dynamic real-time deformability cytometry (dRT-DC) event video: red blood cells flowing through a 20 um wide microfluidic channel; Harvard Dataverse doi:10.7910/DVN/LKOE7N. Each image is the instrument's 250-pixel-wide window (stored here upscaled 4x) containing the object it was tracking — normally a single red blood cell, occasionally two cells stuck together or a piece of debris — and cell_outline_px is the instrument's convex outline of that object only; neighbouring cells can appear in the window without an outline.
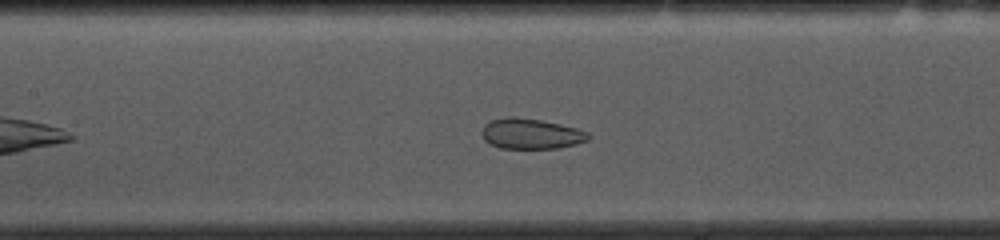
{"species": "common noctule bat (a hibernating species)", "species_latin": "Nyctalus noctula", "temperature_condition": "cold", "stored_images_in_passage": 37, "camera_frame_rate_fps": 3000, "um_per_image_px": 0.085, "animal": {"sex": "female", "body_mass_g": 10.0, "forearm_length_mm": 53.1}, "frame": {"image": 1, "passage_image": 16, "time_ms": 5.0, "image_size_px": [1000, 240], "cell_outline_px": [[592, 136], [588, 140], [576, 144], [560, 148], [500, 148], [488, 144], [484, 140], [480, 132], [484, 124], [492, 120], [512, 116], [540, 120], [560, 124], [576, 128], [588, 132]], "centroid_in_image_um": [45.12, 11.38], "position_along_channel_um": 162.3, "area_um2": 19.02}}